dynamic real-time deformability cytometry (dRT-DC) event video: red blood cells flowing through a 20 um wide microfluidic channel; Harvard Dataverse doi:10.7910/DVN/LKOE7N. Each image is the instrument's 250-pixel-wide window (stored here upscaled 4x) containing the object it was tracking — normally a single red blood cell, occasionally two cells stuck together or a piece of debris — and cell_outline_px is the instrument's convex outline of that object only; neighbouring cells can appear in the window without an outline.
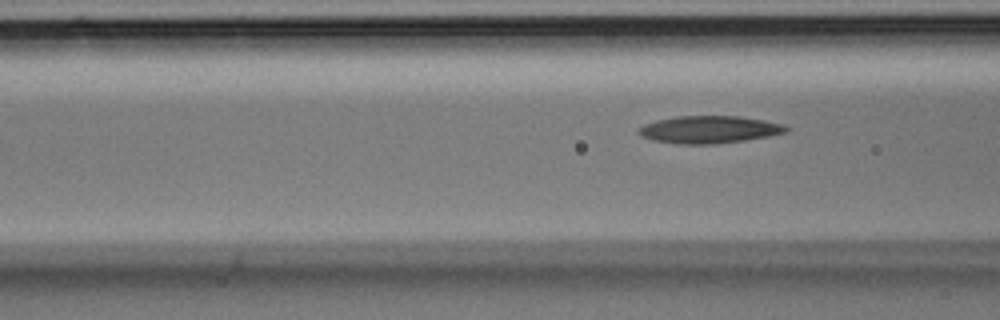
{"species": "Egyptian fruit bat (a non-hibernating species)", "species_latin": "Rousettus aegyptiacus", "temperature_condition": "room temperature", "stored_images_in_passage": 5, "camera_frame_rate_fps": 3000, "um_per_image_px": 0.085, "animal": {"sex": "male"}, "frame": {"image": 1, "passage_image": 5, "time_ms": 1.333, "image_size_px": [1000, 320], "cell_outline_px": [[788, 132], [768, 136], [744, 140], [716, 144], [676, 144], [652, 140], [640, 136], [636, 132], [644, 124], [656, 120], [676, 116], [740, 116], [764, 120], [784, 124], [788, 128]], "centroid_in_image_um": [60.26, 11.01], "position_along_channel_um": 106.3, "area_um2": 23.7}}